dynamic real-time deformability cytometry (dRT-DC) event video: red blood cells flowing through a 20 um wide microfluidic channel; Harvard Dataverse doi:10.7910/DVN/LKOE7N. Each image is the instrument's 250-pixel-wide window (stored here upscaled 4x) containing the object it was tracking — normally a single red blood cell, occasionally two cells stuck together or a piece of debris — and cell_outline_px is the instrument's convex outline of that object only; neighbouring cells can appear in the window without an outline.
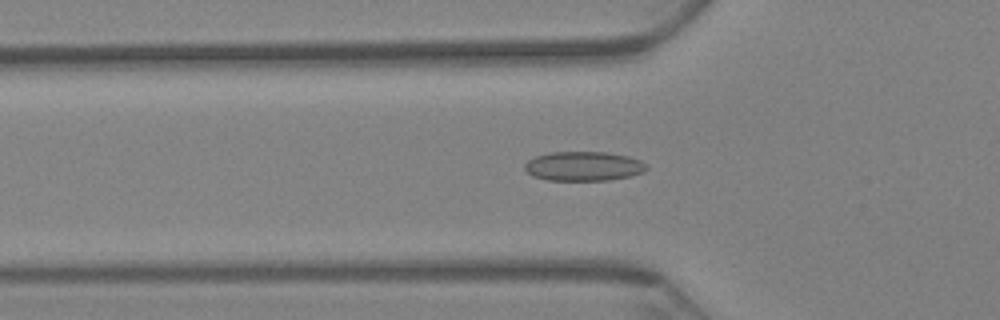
{"species": "Egyptian fruit bat (a non-hibernating species)", "species_latin": "Rousettus aegyptiacus", "temperature_condition": "warm", "stored_images_in_passage": 65, "camera_frame_rate_fps": 3000, "um_per_image_px": 0.085, "animal": {"sex": "female"}, "frame": {"image": 1, "passage_image": 22, "time_ms": 7.0, "image_size_px": [1000, 320], "cell_outline_px": [[648, 168], [644, 172], [632, 176], [608, 180], [548, 180], [532, 176], [524, 168], [524, 164], [528, 160], [536, 156], [552, 152], [608, 152], [628, 156], [640, 160]], "centroid_in_image_um": [49.61, 14.13], "position_along_channel_um": 76.2, "area_um2": 20.87}}
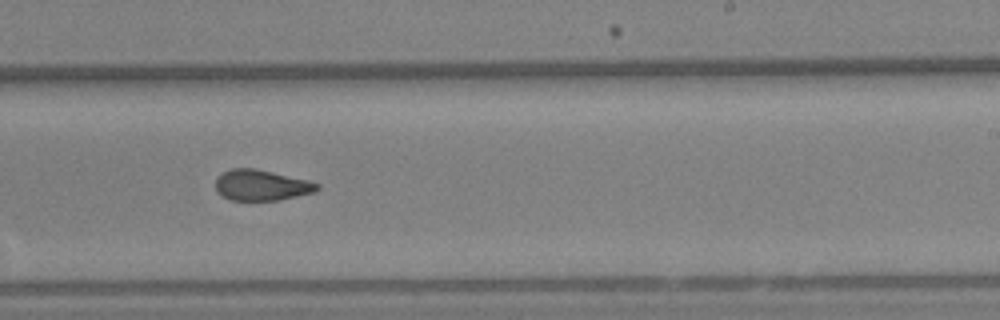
{"frame": {"image": 2, "passage_image": 40, "time_ms": 13.0, "image_size_px": [1000, 320], "cell_outline_px": [[320, 188], [316, 192], [280, 200], [232, 200], [216, 192], [216, 176], [232, 168], [252, 168], [272, 172], [308, 180], [320, 184]], "centroid_in_image_um": [22.24, 15.74], "position_along_channel_um": 266.8, "area_um2": 18.21}}
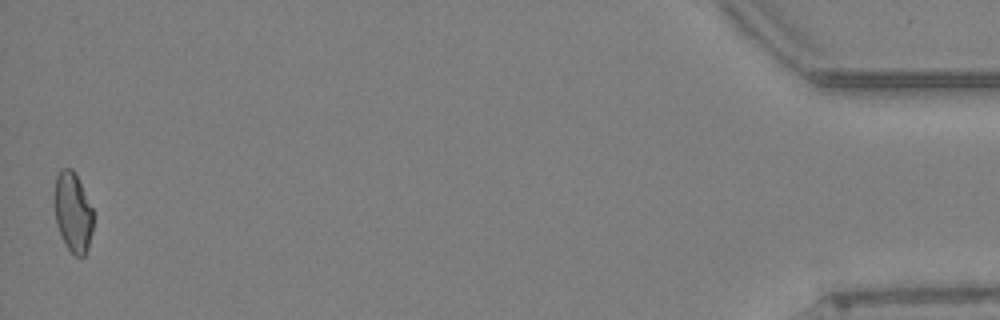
{"frame": {"image": 3, "passage_image": 64, "time_ms": 21.0, "image_size_px": [1000, 320], "cell_outline_px": [[92, 232], [88, 248], [84, 256], [76, 256], [68, 248], [56, 224], [52, 204], [52, 196], [56, 176], [60, 168], [72, 168], [92, 208]], "centroid_in_image_um": [6.14, 18.0], "position_along_channel_um": 429.1, "area_um2": 18.15}, "authors_computed_cell_mechanics": {"area_um2": 19.1318, "velocity_mm_per_s": 3.1876, "shape_relaxation_time_tau1_ms": null, "shape_relaxation_time_tau2_ms": 2.8303, "deformation_change_tau1": null, "deformation_change_tau2": 0.0871}}